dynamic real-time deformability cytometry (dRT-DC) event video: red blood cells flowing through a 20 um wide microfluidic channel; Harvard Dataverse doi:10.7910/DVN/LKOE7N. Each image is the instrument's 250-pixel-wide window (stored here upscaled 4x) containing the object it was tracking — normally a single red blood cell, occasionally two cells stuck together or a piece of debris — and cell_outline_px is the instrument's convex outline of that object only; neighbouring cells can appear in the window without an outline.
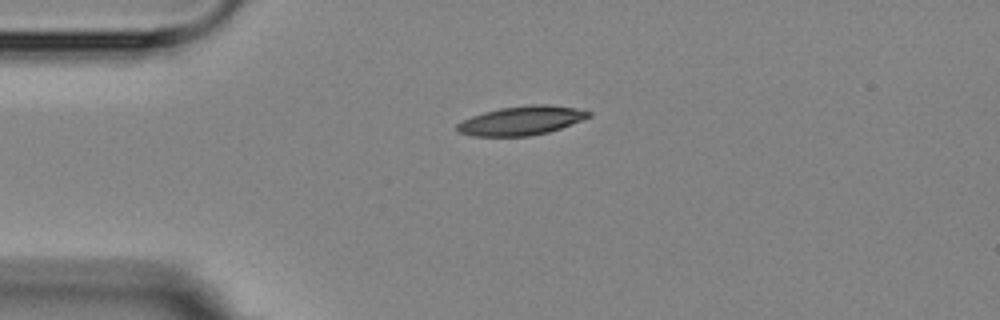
{"species": "Egyptian fruit bat (a non-hibernating species)", "species_latin": "Rousettus aegyptiacus", "temperature_condition": "room temperature", "stored_images_in_passage": 2, "camera_frame_rate_fps": 3000, "um_per_image_px": 0.085, "animal": {"sex": "female"}, "frame": {"image": 1, "passage_image": 1, "time_ms": 0.0, "image_size_px": [1000, 320], "cell_outline_px": [[592, 116], [560, 128], [548, 132], [528, 136], [472, 136], [456, 132], [456, 124], [472, 116], [484, 112], [500, 108], [532, 104], [548, 104], [576, 108], [592, 112]], "centroid_in_image_um": [44.31, 10.25], "position_along_channel_um": 40.7, "area_um2": 22.2}}